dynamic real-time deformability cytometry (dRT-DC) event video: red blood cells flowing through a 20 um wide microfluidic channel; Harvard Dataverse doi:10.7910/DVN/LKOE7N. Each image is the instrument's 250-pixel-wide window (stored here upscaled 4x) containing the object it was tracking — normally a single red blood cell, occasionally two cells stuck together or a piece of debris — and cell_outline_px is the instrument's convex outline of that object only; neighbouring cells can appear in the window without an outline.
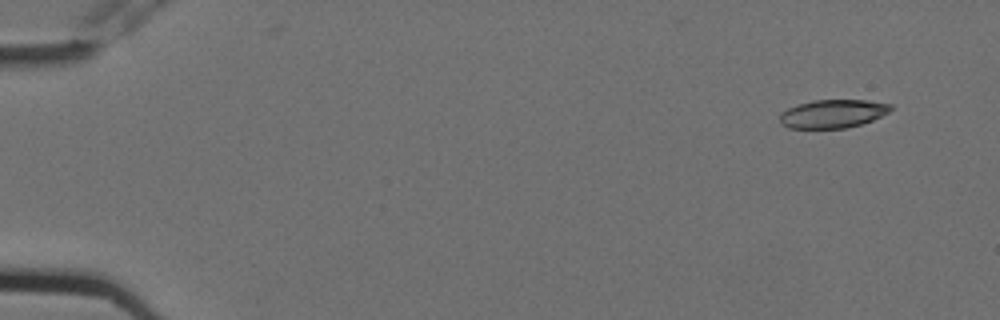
{"species": "Egyptian fruit bat (a non-hibernating species)", "species_latin": "Rousettus aegyptiacus", "temperature_condition": "cold", "stored_images_in_passage": 6, "camera_frame_rate_fps": 3000, "um_per_image_px": 0.085, "animal": {"sex": "female"}, "frame": {"image": 1, "passage_image": 1, "time_ms": 0.0, "image_size_px": [1000, 320], "cell_outline_px": [[892, 108], [888, 112], [872, 120], [860, 124], [844, 128], [788, 128], [780, 124], [780, 112], [788, 108], [812, 100], [868, 100], [892, 104]], "centroid_in_image_um": [70.77, 9.66], "position_along_channel_um": 14.2, "area_um2": 18.26}}
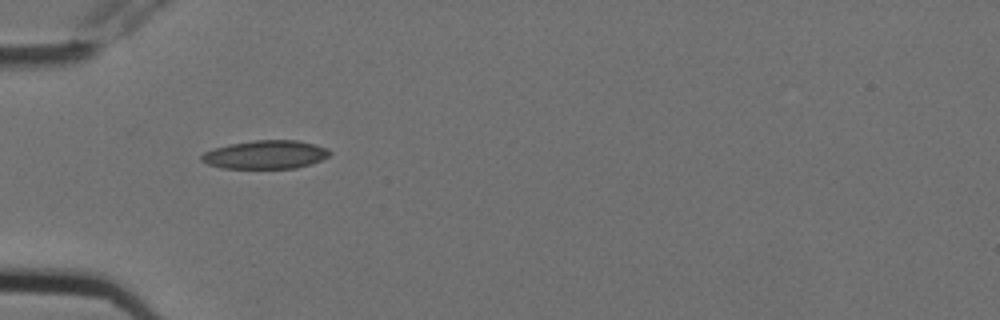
{"frame": {"image": 2, "passage_image": 5, "time_ms": 1.333, "image_size_px": [1000, 320], "cell_outline_px": [[332, 152], [328, 156], [320, 160], [296, 168], [220, 168], [208, 164], [200, 160], [200, 156], [204, 152], [212, 148], [228, 144], [256, 140], [296, 140], [328, 148]], "centroid_in_image_um": [22.52, 13.14], "position_along_channel_um": 62.5, "area_um2": 21.21}}
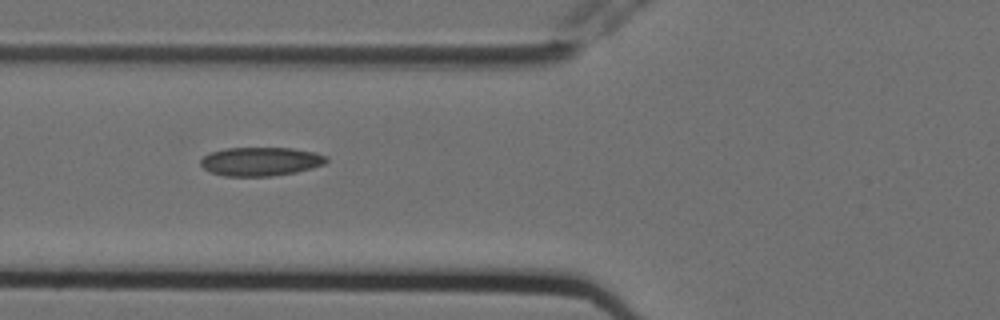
{"frame": {"image": 3, "passage_image": 6, "time_ms": 1.667, "image_size_px": [1000, 320], "cell_outline_px": [[328, 160], [324, 164], [312, 168], [296, 172], [272, 176], [224, 176], [212, 172], [204, 168], [200, 164], [200, 160], [208, 152], [224, 148], [292, 148], [316, 152], [328, 156]], "centroid_in_image_um": [22.16, 13.72], "position_along_channel_um": 103.6, "area_um2": 21.21}}